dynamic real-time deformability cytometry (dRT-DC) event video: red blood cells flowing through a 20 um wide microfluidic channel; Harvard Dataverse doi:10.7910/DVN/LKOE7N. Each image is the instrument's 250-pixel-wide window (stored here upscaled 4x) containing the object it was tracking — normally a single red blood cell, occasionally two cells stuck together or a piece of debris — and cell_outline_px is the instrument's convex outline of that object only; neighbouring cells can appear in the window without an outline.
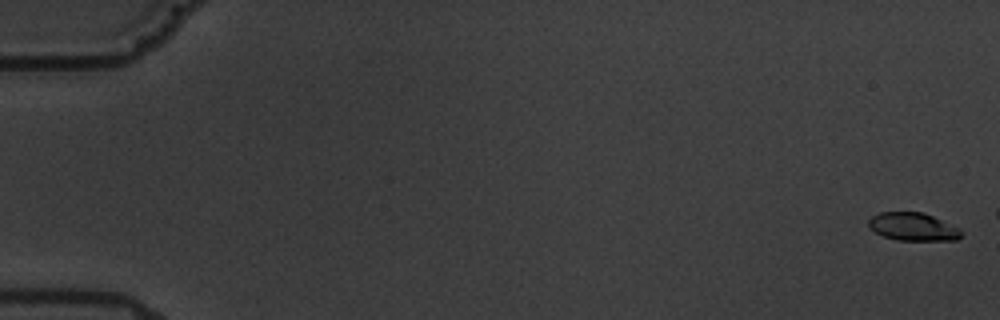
{"species": "common noctule bat (a hibernating species)", "species_latin": "Nyctalus noctula", "temperature_condition": "warm", "stored_images_in_passage": 6, "camera_frame_rate_fps": 3000, "um_per_image_px": 0.085, "animal": {"sex": "male", "body_mass_g": 19.5, "forearm_length_mm": 54.6}, "frame": {"image": 1, "passage_image": 1, "time_ms": 0.0, "image_size_px": [1000, 320], "cell_outline_px": [[964, 232], [956, 240], [896, 240], [884, 236], [868, 228], [868, 220], [872, 216], [880, 212], [924, 212], [960, 228]], "centroid_in_image_um": [77.61, 19.27], "position_along_channel_um": 7.4, "area_um2": 15.2}}